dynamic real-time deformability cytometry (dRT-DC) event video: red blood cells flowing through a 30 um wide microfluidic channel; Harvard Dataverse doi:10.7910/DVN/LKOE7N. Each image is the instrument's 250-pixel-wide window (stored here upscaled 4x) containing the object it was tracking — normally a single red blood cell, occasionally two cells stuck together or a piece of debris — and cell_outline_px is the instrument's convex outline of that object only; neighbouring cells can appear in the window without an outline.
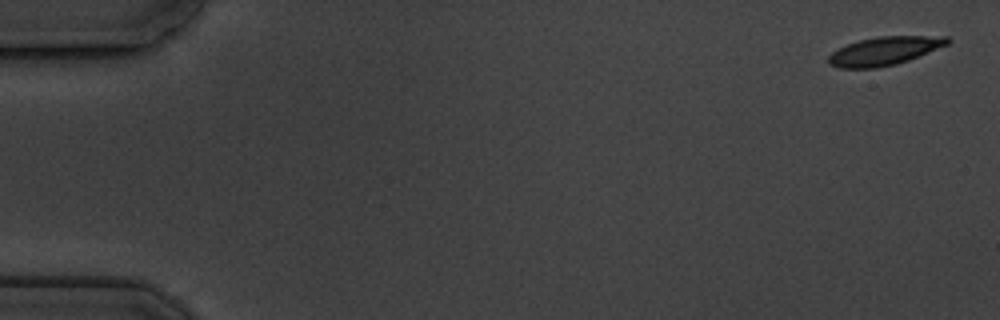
{"species": "common noctule bat (a hibernating species)", "species_latin": "Nyctalus noctula", "temperature_condition": "cold", "stored_images_in_passage": 15, "camera_frame_rate_fps": 3000, "um_per_image_px": 0.085, "animal": {"sex": "male", "body_mass_g": 19.5, "forearm_length_mm": 54.6}, "frame": {"image": 1, "passage_image": 1, "time_ms": 0.0, "image_size_px": [1000, 320], "cell_outline_px": [[952, 40], [948, 44], [908, 60], [896, 64], [876, 68], [840, 68], [828, 64], [828, 56], [832, 52], [848, 44], [860, 40], [880, 36], [948, 36]], "centroid_in_image_um": [75.18, 4.33], "position_along_channel_um": 9.8, "area_um2": 19.54}}
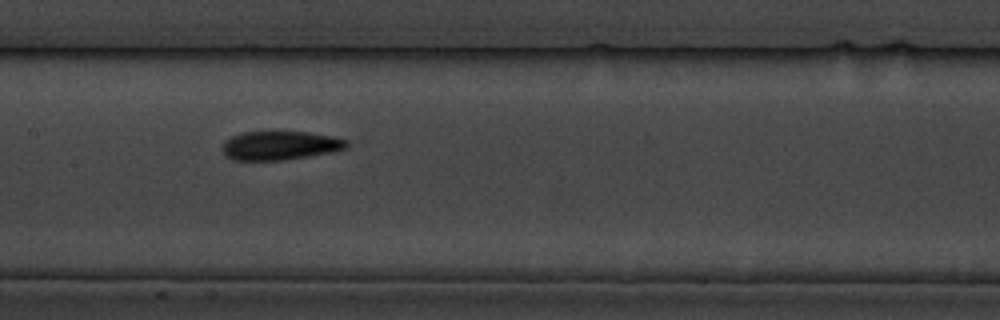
{"frame": {"image": 2, "passage_image": 8, "time_ms": 9.0, "image_size_px": [1000, 320], "cell_outline_px": [[348, 148], [336, 152], [284, 160], [232, 160], [224, 156], [224, 140], [232, 136], [244, 132], [308, 132], [332, 136], [348, 140]], "centroid_in_image_um": [23.85, 12.38], "position_along_channel_um": 183.5, "area_um2": 21.04}}
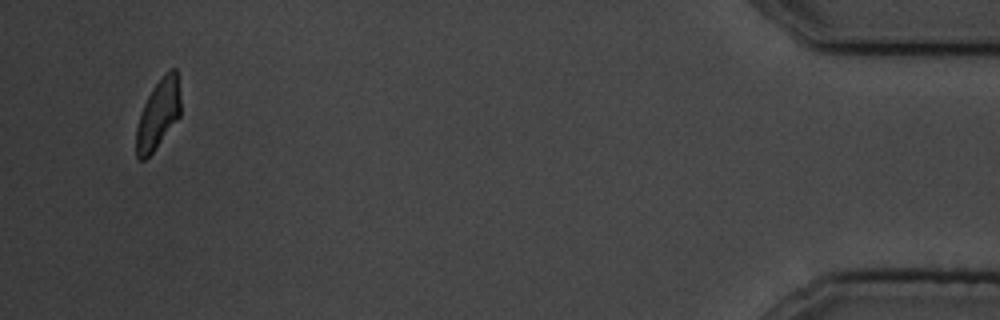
{"frame": {"image": 3, "passage_image": 15, "time_ms": 18.0, "image_size_px": [1000, 320], "cell_outline_px": [[180, 116], [152, 152], [144, 160], [140, 160], [136, 156], [136, 128], [140, 112], [152, 88], [172, 68], [176, 68], [180, 96]], "centroid_in_image_um": [13.43, 9.73], "position_along_channel_um": 421.8, "area_um2": 17.57}, "authors_computed_cell_mechanics": {"area_um2": 20.6346, "velocity_mm_per_s": 3.4792, "shape_relaxation_time_tau1_ms": 5.871, "shape_relaxation_time_tau2_ms": 3.2884, "deformation_change_tau1": 0.1361, "deformation_change_tau2": 0.0714}}